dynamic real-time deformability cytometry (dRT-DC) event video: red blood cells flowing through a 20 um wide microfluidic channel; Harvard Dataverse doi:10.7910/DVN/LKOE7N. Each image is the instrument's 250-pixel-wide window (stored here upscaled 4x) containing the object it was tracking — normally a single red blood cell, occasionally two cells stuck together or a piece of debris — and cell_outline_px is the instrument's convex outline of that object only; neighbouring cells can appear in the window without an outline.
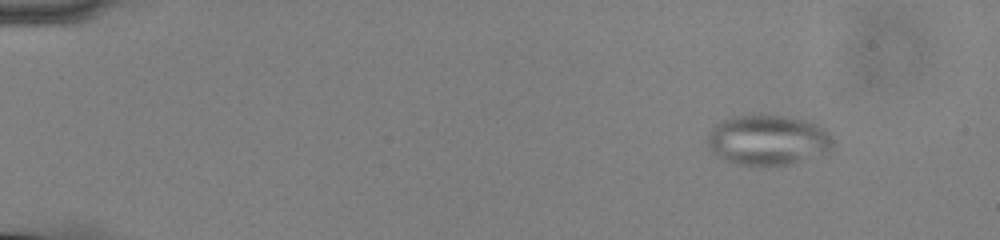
{"species": "common noctule bat (a hibernating species)", "species_latin": "Nyctalus noctula", "temperature_condition": "cold", "stored_images_in_passage": 54, "camera_frame_rate_fps": 3000, "um_per_image_px": 0.085, "animal": {"sex": "male", "body_mass_g": 13.0, "forearm_length_mm": 53.1}, "frame": {"image": 1, "passage_image": 4, "time_ms": 1.0, "image_size_px": [1000, 240], "cell_outline_px": [[832, 148], [828, 156], [788, 164], [736, 164], [724, 160], [716, 156], [708, 148], [708, 136], [712, 128], [716, 124], [724, 120], [736, 116], [784, 116], [816, 124], [828, 132], [832, 136]], "centroid_in_image_um": [65.32, 11.94], "position_along_channel_um": 19.7, "area_um2": 36.53}}
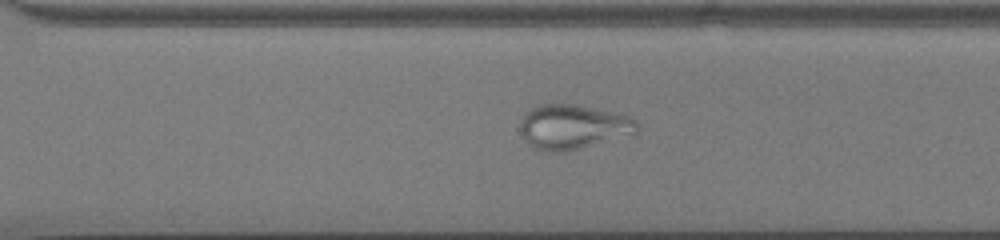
{"frame": {"image": 2, "passage_image": 38, "time_ms": 12.333, "image_size_px": [1000, 240], "cell_outline_px": [[636, 132], [580, 148], [560, 152], [552, 152], [536, 148], [520, 136], [520, 120], [524, 112], [540, 104], [576, 104], [632, 116], [636, 120]], "centroid_in_image_um": [48.64, 10.75], "position_along_channel_um": 322.0, "area_um2": 30.06}}
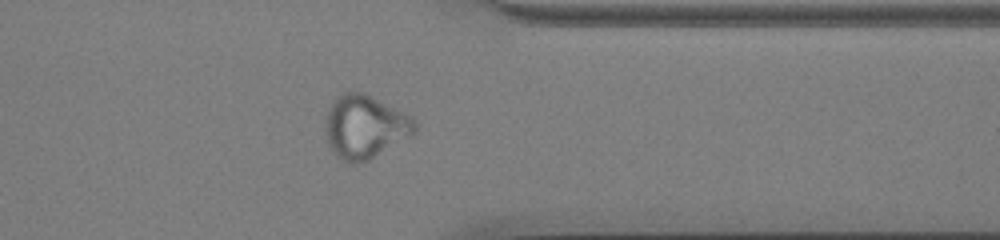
{"frame": {"image": 3, "passage_image": 43, "time_ms": 14.0, "image_size_px": [1000, 240], "cell_outline_px": [[420, 124], [416, 132], [412, 136], [368, 160], [360, 164], [348, 164], [328, 144], [324, 128], [324, 120], [328, 108], [340, 92], [364, 92], [412, 116]], "centroid_in_image_um": [31.05, 10.76], "position_along_channel_um": 380.4, "area_um2": 33.47}}